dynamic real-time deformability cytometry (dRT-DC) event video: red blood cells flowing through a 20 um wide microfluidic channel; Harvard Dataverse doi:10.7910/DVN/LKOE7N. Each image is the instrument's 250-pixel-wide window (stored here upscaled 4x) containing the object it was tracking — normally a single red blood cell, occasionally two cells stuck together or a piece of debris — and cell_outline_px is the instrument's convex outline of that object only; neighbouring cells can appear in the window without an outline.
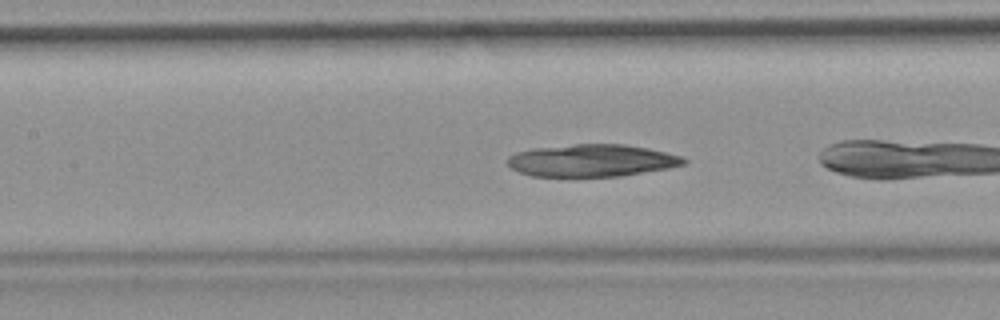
{"species": "common noctule bat (a hibernating species)", "species_latin": "Nyctalus noctula", "temperature_condition": "room temperature", "stored_images_in_passage": 16, "camera_frame_rate_fps": 3000, "um_per_image_px": 0.085, "animal": {"sex": "female", "body_mass_g": 19.9}, "frame": {"image": 1, "passage_image": 7, "time_ms": 2.0, "image_size_px": [1000, 320], "cell_outline_px": [[688, 164], [668, 168], [620, 176], [532, 176], [520, 172], [512, 168], [508, 164], [508, 156], [516, 152], [532, 148], [576, 144], [624, 144], [648, 148], [684, 156], [688, 160]], "centroid_in_image_um": [50.35, 13.63], "position_along_channel_um": 157.1, "area_um2": 33.23}}